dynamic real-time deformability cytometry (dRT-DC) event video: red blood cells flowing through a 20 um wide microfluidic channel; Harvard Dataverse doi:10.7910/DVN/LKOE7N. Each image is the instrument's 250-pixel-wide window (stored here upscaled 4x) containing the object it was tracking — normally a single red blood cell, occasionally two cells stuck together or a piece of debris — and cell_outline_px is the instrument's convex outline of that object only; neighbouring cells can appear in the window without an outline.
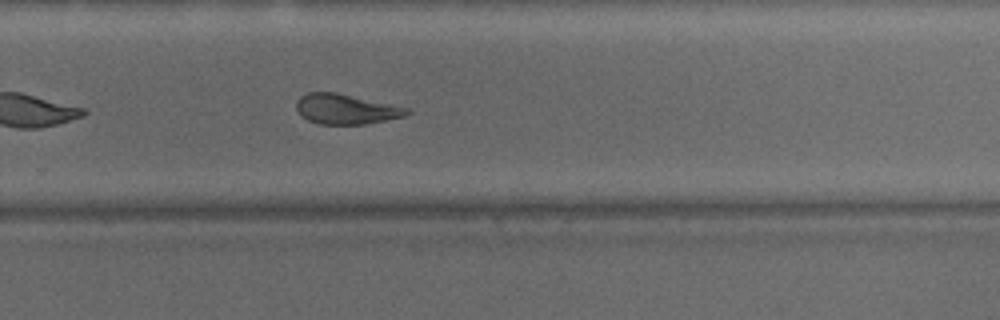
{"species": "common noctule bat (a hibernating species)", "species_latin": "Nyctalus noctula", "temperature_condition": "warm", "stored_images_in_passage": 43, "camera_frame_rate_fps": 3000, "um_per_image_px": 0.085, "animal": {"sex": "male", "body_mass_g": 15.6}, "frame": {"image": 1, "passage_image": 31, "time_ms": 10.0, "image_size_px": [1000, 320], "cell_outline_px": [[412, 112], [404, 116], [364, 124], [320, 124], [308, 120], [300, 116], [296, 108], [296, 100], [300, 96], [308, 92], [336, 92], [412, 108]], "centroid_in_image_um": [29.41, 9.26], "position_along_channel_um": 300.4, "area_um2": 19.54}, "authors_computed_cell_mechanics": {"area_um2": 21.5016, "velocity_mm_per_s": 4.1784, "shape_relaxation_time_tau1_ms": 8.0695, "shape_relaxation_time_tau2_ms": 2.5783, "deformation_change_tau1": 0.2347, "deformation_change_tau2": 0.1073}}